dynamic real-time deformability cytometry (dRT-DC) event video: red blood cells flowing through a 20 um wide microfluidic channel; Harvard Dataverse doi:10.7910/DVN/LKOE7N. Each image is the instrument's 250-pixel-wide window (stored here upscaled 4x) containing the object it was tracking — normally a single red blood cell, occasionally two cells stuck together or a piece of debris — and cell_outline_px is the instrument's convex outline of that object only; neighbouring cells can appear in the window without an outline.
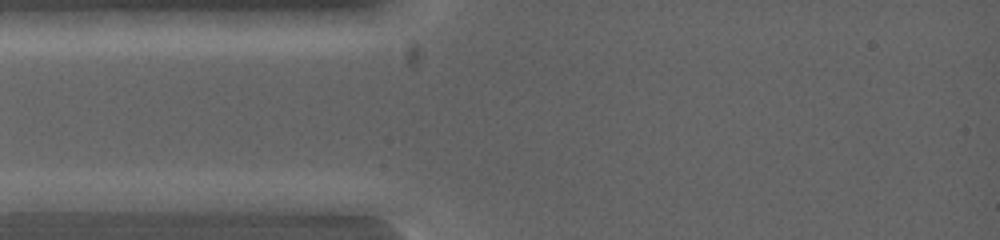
{"species": "common noctule bat (a hibernating species)", "species_latin": "Nyctalus noctula", "temperature_condition": "warm", "stored_images_in_passage": 2, "camera_frame_rate_fps": 5000, "um_per_image_px": 0.085, "animal": {"sex": "female", "body_mass_g": 19.0, "forearm_length_mm": 53.3}, "frame": {"image": 1, "passage_image": 1, "time_ms": 0.0, "image_size_px": [1000, 240], "cell_outline_px": [[124, 200], [96, 212], [16, 212], [12, 200], [56, 192], [112, 192]], "centroid_in_image_um": [5.7, 17.19], "position_along_channel_um": 79.3, "area_um2": 13.18}}